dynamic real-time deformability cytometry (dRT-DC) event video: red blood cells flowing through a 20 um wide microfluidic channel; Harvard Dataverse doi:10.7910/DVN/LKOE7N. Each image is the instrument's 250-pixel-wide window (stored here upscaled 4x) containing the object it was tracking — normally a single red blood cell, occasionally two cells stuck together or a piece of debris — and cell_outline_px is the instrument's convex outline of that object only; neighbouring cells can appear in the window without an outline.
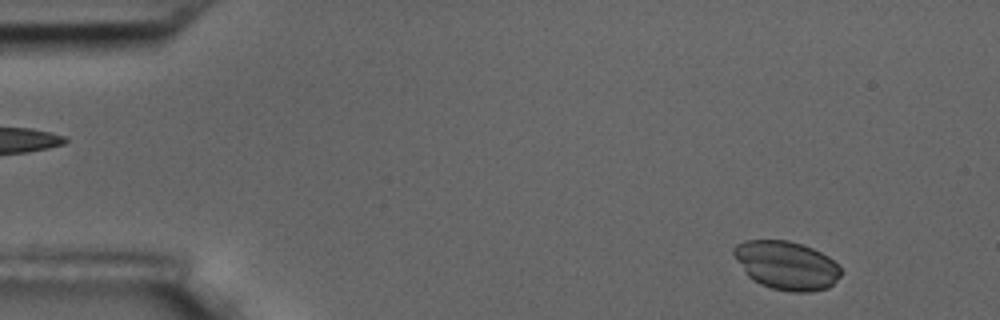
{"species": "common noctule bat (a hibernating species)", "species_latin": "Nyctalus noctula", "temperature_condition": "room temperature", "stored_images_in_passage": 4, "camera_frame_rate_fps": 3000, "um_per_image_px": 0.085, "animal": {"sex": "male", "body_mass_g": 17.5, "forearm_length_mm": 52.3}, "frame": {"image": 1, "passage_image": 1, "time_ms": 0.0, "image_size_px": [1000, 320], "cell_outline_px": [[840, 276], [828, 288], [808, 292], [792, 292], [772, 288], [760, 284], [752, 280], [744, 272], [736, 260], [732, 252], [732, 248], [736, 244], [744, 240], [788, 240], [812, 248], [828, 256], [840, 268]], "centroid_in_image_um": [66.8, 22.55], "position_along_channel_um": 18.2, "area_um2": 30.29}}
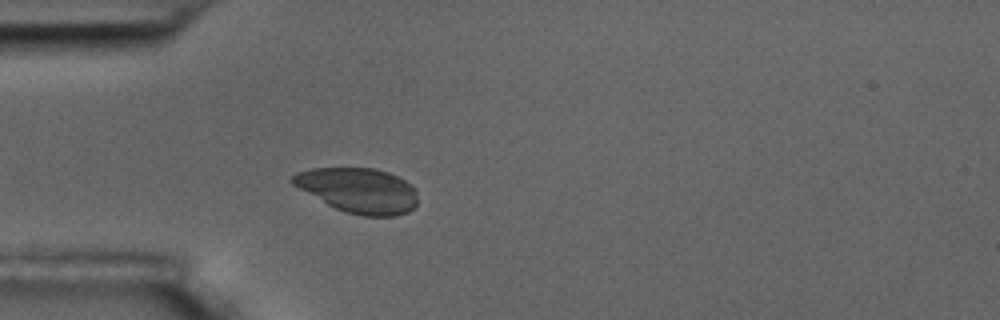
{"frame": {"image": 2, "passage_image": 4, "time_ms": 3.667, "image_size_px": [1000, 320], "cell_outline_px": [[416, 204], [408, 212], [396, 216], [364, 216], [344, 212], [328, 204], [292, 184], [288, 180], [296, 172], [312, 168], [376, 168], [388, 172], [412, 184], [416, 192]], "centroid_in_image_um": [30.46, 16.17], "position_along_channel_um": 54.5, "area_um2": 32.66}}